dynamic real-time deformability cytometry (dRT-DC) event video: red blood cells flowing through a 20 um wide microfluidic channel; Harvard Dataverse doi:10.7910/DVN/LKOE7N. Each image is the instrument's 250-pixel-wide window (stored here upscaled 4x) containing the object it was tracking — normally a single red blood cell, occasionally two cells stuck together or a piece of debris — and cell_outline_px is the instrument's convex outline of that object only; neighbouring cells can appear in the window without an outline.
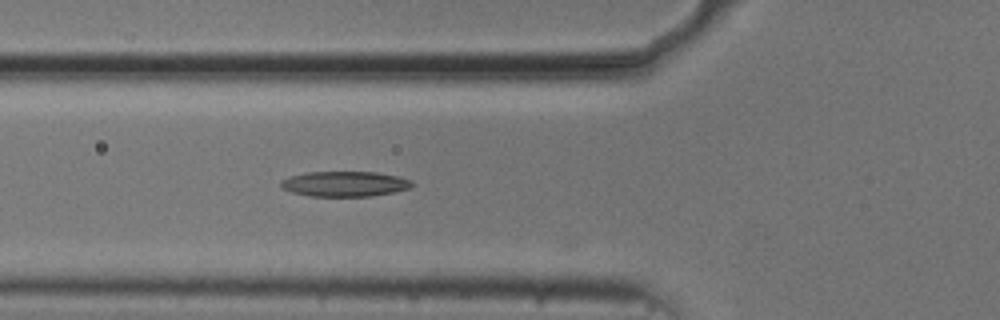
{"species": "common noctule bat (a hibernating species)", "species_latin": "Nyctalus noctula", "temperature_condition": "cold", "stored_images_in_passage": 24, "camera_frame_rate_fps": 3000, "um_per_image_px": 0.085, "animal": {"sex": "male", "body_mass_g": 20.5, "forearm_length_mm": 52.5}, "frame": {"image": 1, "passage_image": 18, "time_ms": 5.667, "image_size_px": [1000, 320], "cell_outline_px": [[416, 184], [408, 188], [392, 192], [368, 196], [308, 196], [292, 192], [280, 188], [280, 180], [304, 172], [376, 172], [396, 176], [412, 180]], "centroid_in_image_um": [29.27, 15.63], "position_along_channel_um": 96.5, "area_um2": 19.25}}
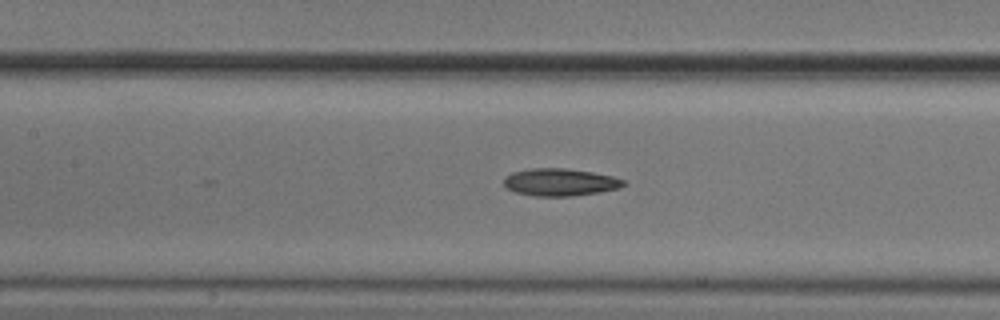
{"frame": {"image": 2, "passage_image": 23, "time_ms": 7.333, "image_size_px": [1000, 320], "cell_outline_px": [[628, 184], [620, 188], [572, 196], [536, 196], [516, 192], [508, 188], [504, 184], [504, 176], [512, 172], [528, 168], [564, 168], [592, 172], [612, 176], [624, 180]], "centroid_in_image_um": [47.6, 15.47], "position_along_channel_um": 159.8, "area_um2": 19.07}}